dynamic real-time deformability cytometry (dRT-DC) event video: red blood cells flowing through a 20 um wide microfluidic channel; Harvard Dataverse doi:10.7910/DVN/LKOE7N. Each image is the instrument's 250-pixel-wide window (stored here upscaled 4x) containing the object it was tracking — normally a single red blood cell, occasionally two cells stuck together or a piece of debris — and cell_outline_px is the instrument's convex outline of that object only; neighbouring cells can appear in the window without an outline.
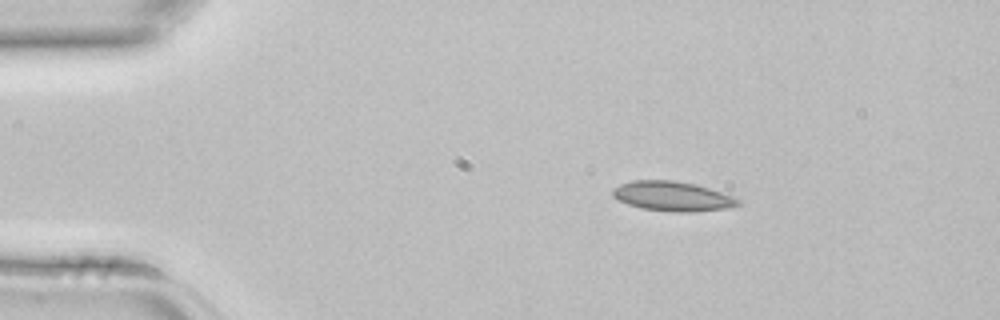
{"species": "common noctule bat (a hibernating species)", "species_latin": "Nyctalus noctula", "temperature_condition": "room temperature", "stored_images_in_passage": 3, "camera_frame_rate_fps": 3000, "um_per_image_px": 0.085, "animal": {"sex": "female", "body_mass_g": 22.7, "forearm_length_mm": 54.2}, "frame": {"image": 1, "passage_image": 1, "time_ms": 0.0, "image_size_px": [1000, 320], "cell_outline_px": [[740, 204], [728, 208], [692, 212], [672, 212], [640, 208], [628, 204], [612, 196], [612, 188], [620, 184], [632, 180], [676, 180], [696, 184], [732, 196], [740, 200]], "centroid_in_image_um": [57.13, 16.68], "position_along_channel_um": 27.9, "area_um2": 21.73}}